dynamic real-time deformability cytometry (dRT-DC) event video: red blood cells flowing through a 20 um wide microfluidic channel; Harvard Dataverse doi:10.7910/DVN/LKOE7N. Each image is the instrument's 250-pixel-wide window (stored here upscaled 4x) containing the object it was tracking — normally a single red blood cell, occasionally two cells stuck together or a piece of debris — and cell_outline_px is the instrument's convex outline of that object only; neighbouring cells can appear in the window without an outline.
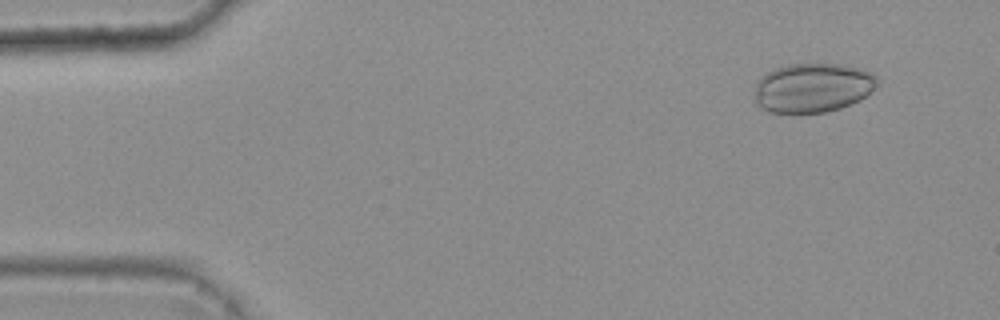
{"species": "common noctule bat (a hibernating species)", "species_latin": "Nyctalus noctula", "temperature_condition": "warm", "stored_images_in_passage": 4, "camera_frame_rate_fps": 3000, "um_per_image_px": 0.085, "animal": {"sex": "female", "body_mass_g": 25.1}, "frame": {"image": 1, "passage_image": 1, "time_ms": 0.0, "image_size_px": [1000, 320], "cell_outline_px": [[880, 84], [860, 100], [840, 108], [824, 112], [768, 112], [760, 108], [756, 104], [756, 84], [760, 76], [776, 68], [788, 64], [844, 64], [860, 68], [872, 72], [880, 80]], "centroid_in_image_um": [69.12, 7.44], "position_along_channel_um": 15.9, "area_um2": 35.43}}